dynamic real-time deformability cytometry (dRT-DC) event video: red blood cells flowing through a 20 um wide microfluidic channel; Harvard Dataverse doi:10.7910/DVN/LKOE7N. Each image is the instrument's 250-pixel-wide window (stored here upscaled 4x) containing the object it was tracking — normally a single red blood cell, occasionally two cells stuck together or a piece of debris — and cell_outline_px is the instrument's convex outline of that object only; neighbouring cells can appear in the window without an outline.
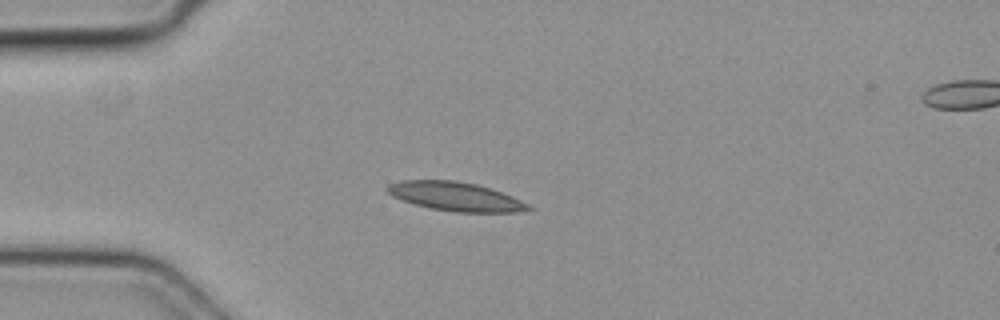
{"species": "common noctule bat (a hibernating species)", "species_latin": "Nyctalus noctula", "temperature_condition": "cold", "stored_images_in_passage": 4, "camera_frame_rate_fps": 3000, "um_per_image_px": 0.085, "animal": {"sex": "female", "body_mass_g": 19.3, "forearm_length_mm": 54.1}, "frame": {"image": 1, "passage_image": 3, "time_ms": 0.667, "image_size_px": [1000, 320], "cell_outline_px": [[536, 208], [516, 212], [456, 212], [428, 208], [412, 204], [392, 196], [384, 188], [388, 184], [404, 180], [456, 180], [476, 184], [512, 196]], "centroid_in_image_um": [38.68, 16.7], "position_along_channel_um": 46.3, "area_um2": 23.76}}